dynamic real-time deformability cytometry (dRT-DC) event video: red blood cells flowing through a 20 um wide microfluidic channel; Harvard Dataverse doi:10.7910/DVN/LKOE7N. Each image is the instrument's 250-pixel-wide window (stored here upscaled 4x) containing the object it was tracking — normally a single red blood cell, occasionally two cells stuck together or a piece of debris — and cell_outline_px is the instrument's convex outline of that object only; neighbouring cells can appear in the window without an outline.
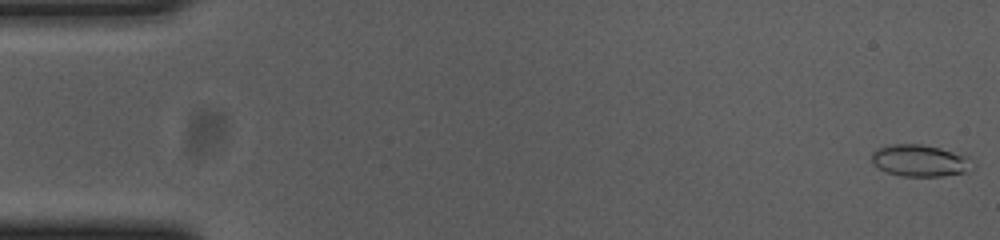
{"species": "common noctule bat (a hibernating species)", "species_latin": "Nyctalus noctula", "temperature_condition": "cold", "stored_images_in_passage": 55, "camera_frame_rate_fps": 3000, "um_per_image_px": 0.085, "animal": {"sex": "female", "body_mass_g": 23.0, "forearm_length_mm": 53.4}, "frame": {"image": 1, "passage_image": 1, "time_ms": 0.0, "image_size_px": [1000, 240], "cell_outline_px": [[976, 168], [964, 172], [944, 176], [900, 176], [876, 168], [872, 164], [872, 152], [876, 148], [892, 144], [920, 144], [940, 148], [972, 156], [976, 164]], "centroid_in_image_um": [78.26, 13.65], "position_along_channel_um": 6.7, "area_um2": 19.25}}
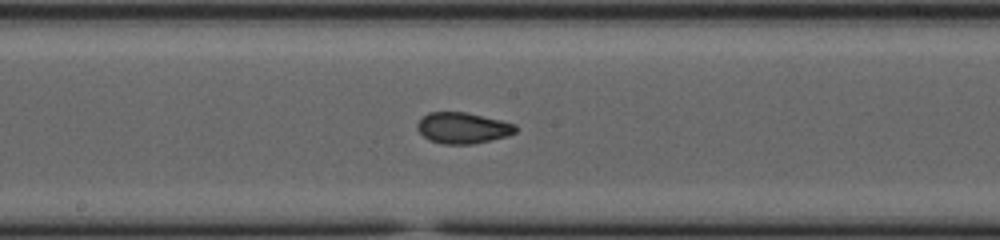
{"frame": {"image": 2, "passage_image": 29, "time_ms": 9.333, "image_size_px": [1000, 240], "cell_outline_px": [[516, 132], [508, 136], [472, 144], [444, 144], [428, 140], [416, 128], [416, 124], [428, 112], [464, 112], [500, 120], [516, 124]], "centroid_in_image_um": [39.32, 10.88], "position_along_channel_um": 208.9, "area_um2": 17.69}}
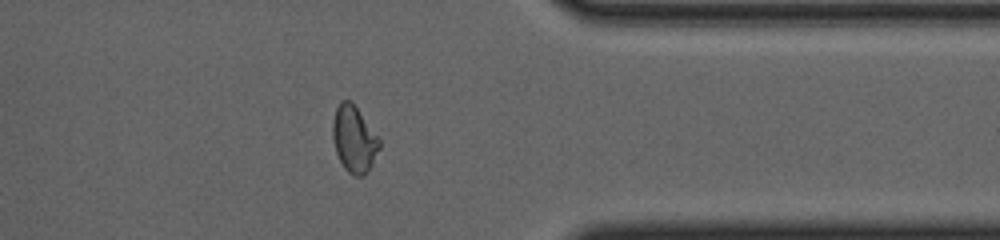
{"frame": {"image": 3, "passage_image": 44, "time_ms": 14.333, "image_size_px": [1000, 240], "cell_outline_px": [[380, 148], [372, 164], [364, 176], [352, 176], [344, 168], [336, 152], [332, 140], [332, 120], [336, 108], [340, 100], [352, 100], [380, 136]], "centroid_in_image_um": [30.11, 11.79], "position_along_channel_um": 381.3, "area_um2": 18.67}, "authors_computed_cell_mechanics": {"area_um2": 18.0336, "velocity_mm_per_s": 3.6847, "shape_relaxation_time_tau1_ms": null, "shape_relaxation_time_tau2_ms": 1.4317, "deformation_change_tau1": null, "deformation_change_tau2": 0.0658}}